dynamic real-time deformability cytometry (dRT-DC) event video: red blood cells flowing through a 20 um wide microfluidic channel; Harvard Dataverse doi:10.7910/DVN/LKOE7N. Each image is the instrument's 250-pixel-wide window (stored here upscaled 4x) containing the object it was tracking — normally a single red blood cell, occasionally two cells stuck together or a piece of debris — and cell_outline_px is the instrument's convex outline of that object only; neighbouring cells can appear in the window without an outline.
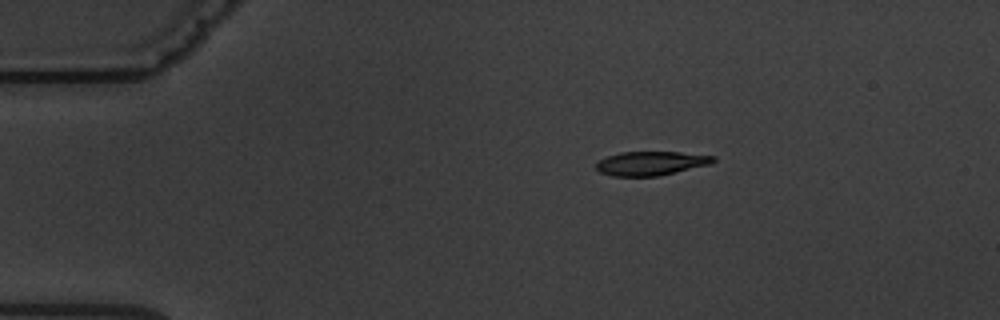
{"species": "common noctule bat (a hibernating species)", "species_latin": "Nyctalus noctula", "temperature_condition": "warm", "stored_images_in_passage": 5, "camera_frame_rate_fps": 3000, "um_per_image_px": 0.085, "animal": {"sex": "male", "body_mass_g": 19.5, "forearm_length_mm": 54.6}, "frame": {"image": 1, "passage_image": 5, "time_ms": 5.0, "image_size_px": [1000, 320], "cell_outline_px": [[716, 160], [708, 164], [656, 176], [612, 176], [600, 172], [596, 168], [596, 164], [600, 160], [608, 156], [620, 152], [680, 152], [716, 156]], "centroid_in_image_um": [55.3, 13.87], "position_along_channel_um": 29.7, "area_um2": 16.07}}